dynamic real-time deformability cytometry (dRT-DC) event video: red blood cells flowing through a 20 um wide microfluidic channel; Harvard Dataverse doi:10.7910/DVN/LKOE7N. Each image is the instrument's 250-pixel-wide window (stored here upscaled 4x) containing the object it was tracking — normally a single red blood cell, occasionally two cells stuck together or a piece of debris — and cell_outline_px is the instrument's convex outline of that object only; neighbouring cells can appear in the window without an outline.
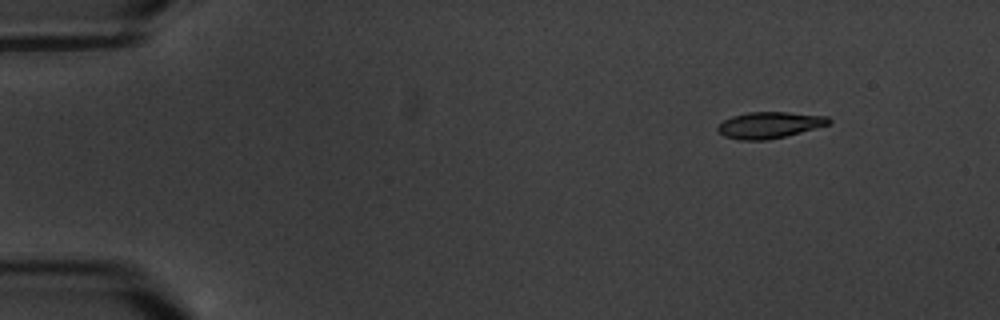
{"species": "common noctule bat (a hibernating species)", "species_latin": "Nyctalus noctula", "temperature_condition": "warm", "stored_images_in_passage": 8, "camera_frame_rate_fps": 3000, "um_per_image_px": 0.085, "animal": {"sex": "male", "body_mass_g": 20.1, "forearm_length_mm": 53.5}, "frame": {"image": 1, "passage_image": 1, "time_ms": 0.0, "image_size_px": [1000, 320], "cell_outline_px": [[832, 120], [828, 124], [816, 128], [768, 140], [740, 140], [724, 136], [716, 128], [724, 120], [732, 116], [748, 112], [788, 112], [828, 116]], "centroid_in_image_um": [65.4, 10.62], "position_along_channel_um": 19.6, "area_um2": 16.94}}
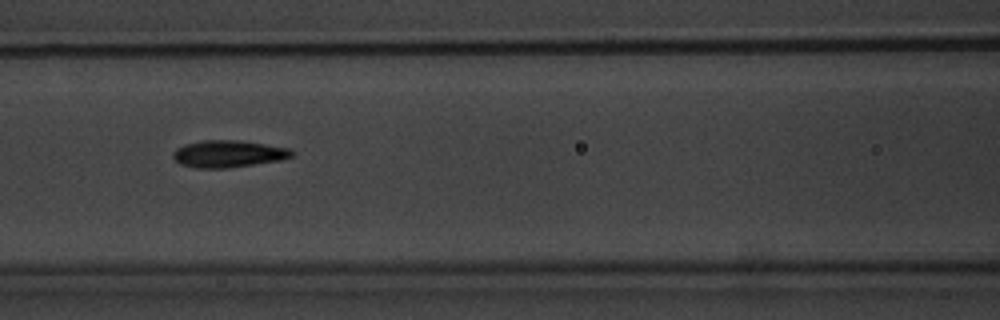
{"frame": {"image": 2, "passage_image": 7, "time_ms": 6.667, "image_size_px": [1000, 320], "cell_outline_px": [[296, 152], [292, 156], [280, 160], [228, 168], [196, 168], [180, 164], [172, 156], [172, 152], [176, 148], [184, 144], [204, 140], [236, 140], [292, 148]], "centroid_in_image_um": [19.41, 13.07], "position_along_channel_um": 147.2, "area_um2": 18.79}}